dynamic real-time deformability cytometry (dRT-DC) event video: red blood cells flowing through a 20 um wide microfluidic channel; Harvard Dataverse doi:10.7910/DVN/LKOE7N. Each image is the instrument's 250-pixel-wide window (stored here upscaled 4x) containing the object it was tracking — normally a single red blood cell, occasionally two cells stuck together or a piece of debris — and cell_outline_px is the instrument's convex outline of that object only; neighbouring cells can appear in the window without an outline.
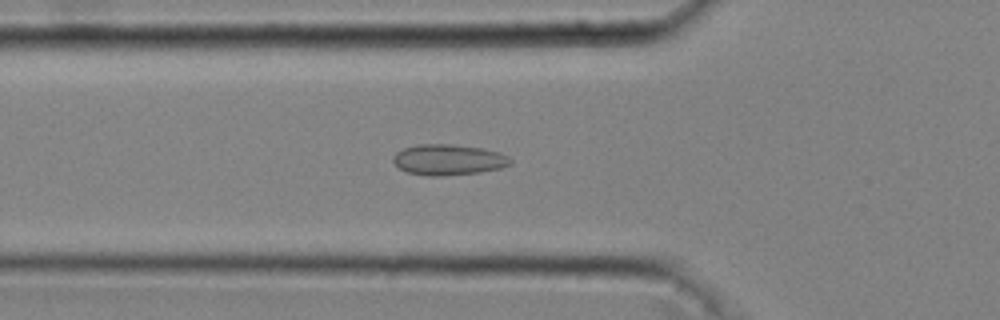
{"species": "common noctule bat (a hibernating species)", "species_latin": "Nyctalus noctula", "temperature_condition": "cold", "stored_images_in_passage": 47, "camera_frame_rate_fps": 3000, "um_per_image_px": 0.085, "animal": {"sex": "male", "body_mass_g": 20.4}, "frame": {"image": 1, "passage_image": 17, "time_ms": 5.333, "image_size_px": [1000, 320], "cell_outline_px": [[512, 164], [500, 168], [480, 172], [440, 176], [428, 176], [408, 172], [400, 168], [392, 160], [392, 156], [396, 152], [404, 148], [416, 144], [452, 144], [484, 148], [508, 156], [512, 160]], "centroid_in_image_um": [38.11, 13.57], "position_along_channel_um": 87.7, "area_um2": 21.04}}
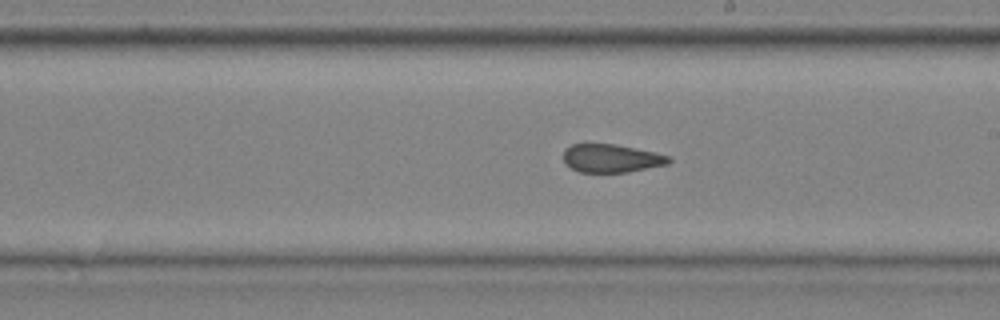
{"frame": {"image": 2, "passage_image": 28, "time_ms": 9.0, "image_size_px": [1000, 320], "cell_outline_px": [[672, 160], [668, 164], [628, 172], [580, 172], [564, 164], [564, 148], [572, 144], [616, 144], [656, 152], [672, 156]], "centroid_in_image_um": [51.99, 13.45], "position_along_channel_um": 237.0, "area_um2": 17.51}}
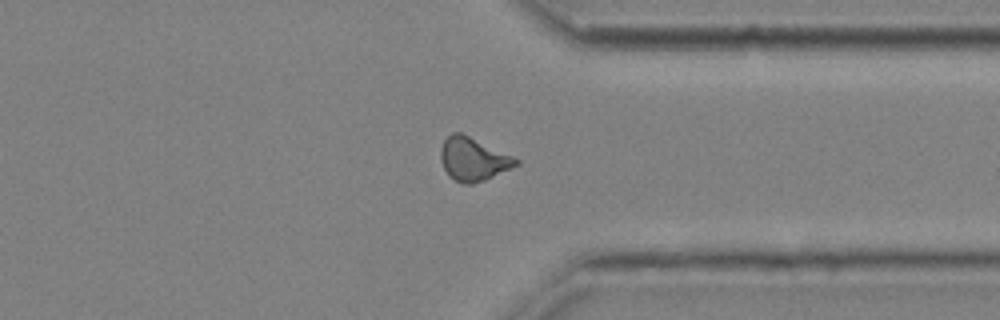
{"frame": {"image": 3, "passage_image": 38, "time_ms": 12.333, "image_size_px": [1000, 320], "cell_outline_px": [[520, 164], [484, 180], [472, 184], [464, 184], [448, 176], [444, 168], [440, 156], [440, 152], [444, 140], [452, 132], [460, 132], [512, 156], [520, 160]], "centroid_in_image_um": [40.21, 13.53], "position_along_channel_um": 371.2, "area_um2": 18.67}, "authors_computed_cell_mechanics": {"area_um2": 18.6694, "velocity_mm_per_s": 4.0696, "shape_relaxation_time_tau1_ms": null, "shape_relaxation_time_tau2_ms": 1.7601, "deformation_change_tau1": null, "deformation_change_tau2": 0.0769}}